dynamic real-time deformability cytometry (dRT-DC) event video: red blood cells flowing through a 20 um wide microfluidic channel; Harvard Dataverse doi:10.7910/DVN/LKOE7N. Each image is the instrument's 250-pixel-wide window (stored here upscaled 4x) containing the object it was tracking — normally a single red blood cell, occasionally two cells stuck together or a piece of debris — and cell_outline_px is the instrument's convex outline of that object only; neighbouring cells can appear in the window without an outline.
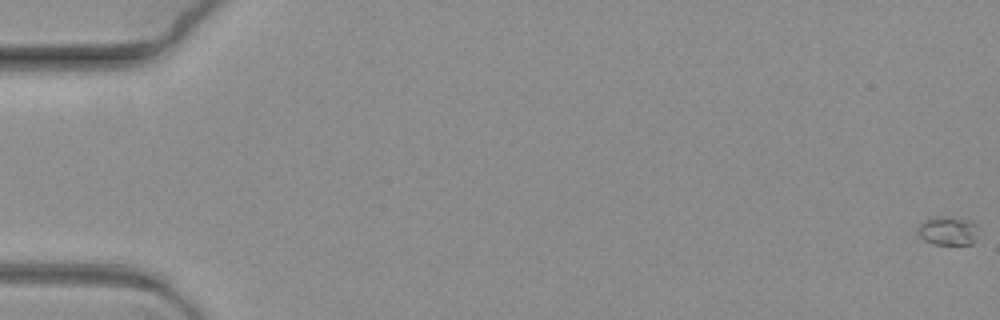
{"species": "common noctule bat (a hibernating species)", "species_latin": "Nyctalus noctula", "temperature_condition": "warm", "stored_images_in_passage": 8, "camera_frame_rate_fps": 3000, "um_per_image_px": 0.085, "animal": {"sex": "female", "body_mass_g": 19.3, "forearm_length_mm": 54.1}, "frame": {"image": 1, "passage_image": 1, "time_ms": 0.0, "image_size_px": [1000, 320], "cell_outline_px": [[980, 228], [972, 244], [936, 244], [924, 240], [920, 236], [916, 228], [924, 220], [932, 216], [948, 216], [972, 220]], "centroid_in_image_um": [80.6, 19.58], "position_along_channel_um": 4.4, "area_um2": 10.4}}
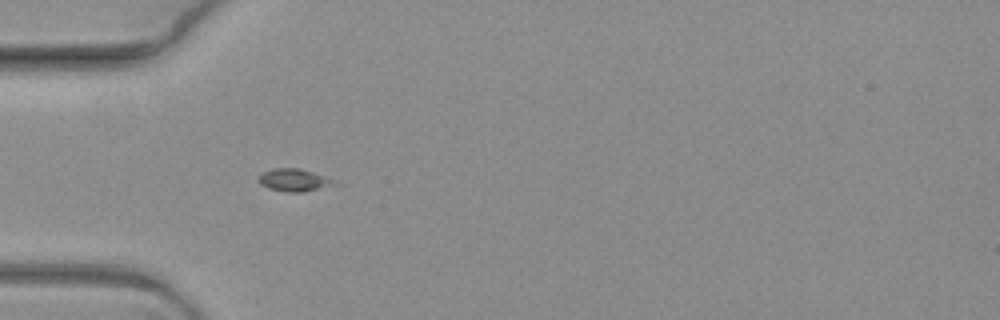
{"frame": {"image": 2, "passage_image": 7, "time_ms": 2.0, "image_size_px": [1000, 320], "cell_outline_px": [[344, 184], [304, 192], [288, 192], [268, 188], [260, 184], [256, 180], [264, 172], [272, 168], [300, 168], [336, 180]], "centroid_in_image_um": [25.08, 15.32], "position_along_channel_um": 59.9, "area_um2": 10.23}}
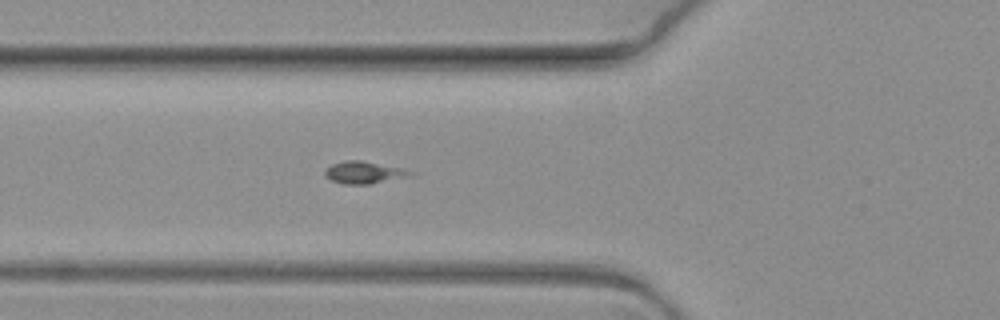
{"frame": {"image": 3, "passage_image": 8, "time_ms": 2.333, "image_size_px": [1000, 320], "cell_outline_px": [[416, 172], [412, 176], [368, 184], [344, 184], [332, 180], [324, 176], [324, 168], [332, 164], [348, 160], [360, 160], [400, 168]], "centroid_in_image_um": [30.92, 14.66], "position_along_channel_um": 94.9, "area_um2": 10.98}}